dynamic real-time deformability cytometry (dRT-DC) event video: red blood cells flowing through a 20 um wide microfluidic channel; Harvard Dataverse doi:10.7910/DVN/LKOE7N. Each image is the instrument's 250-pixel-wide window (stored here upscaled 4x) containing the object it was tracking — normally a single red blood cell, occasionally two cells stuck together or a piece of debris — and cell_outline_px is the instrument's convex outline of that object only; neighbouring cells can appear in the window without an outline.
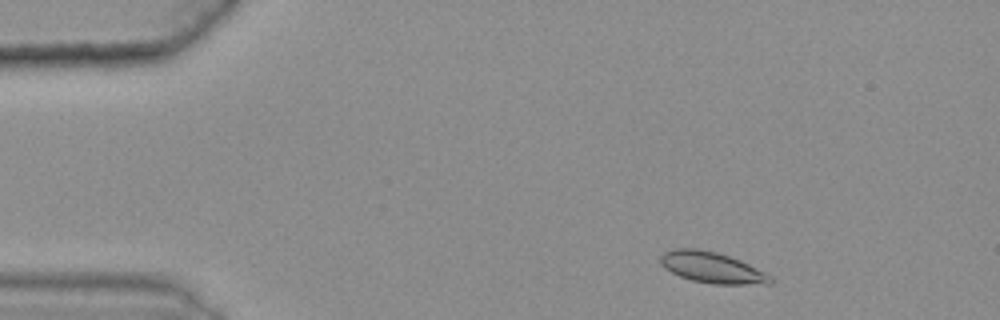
{"species": "common noctule bat (a hibernating species)", "species_latin": "Nyctalus noctula", "temperature_condition": "warm", "stored_images_in_passage": 42, "camera_frame_rate_fps": 3000, "um_per_image_px": 0.085, "animal": {"sex": "female", "body_mass_g": 25.1}, "frame": {"image": 1, "passage_image": 4, "time_ms": 1.0, "image_size_px": [1000, 320], "cell_outline_px": [[772, 284], [712, 284], [692, 280], [680, 276], [664, 268], [660, 264], [660, 256], [664, 252], [676, 248], [696, 248], [716, 252], [740, 260], [772, 276]], "centroid_in_image_um": [60.5, 22.74], "position_along_channel_um": 24.5, "area_um2": 19.77}}
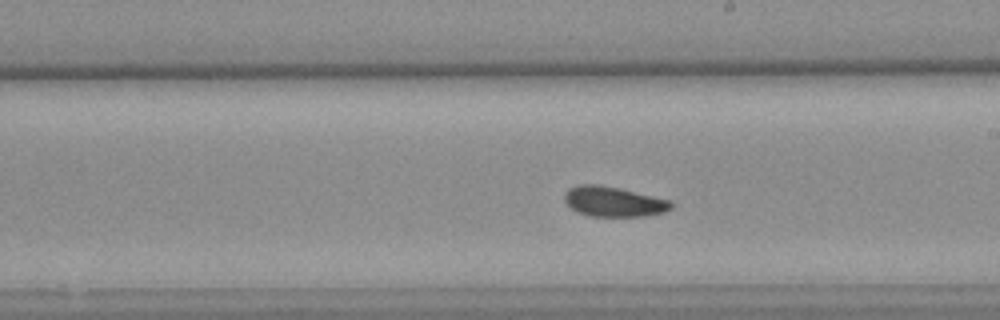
{"frame": {"image": 2, "passage_image": 28, "time_ms": 9.0, "image_size_px": [1000, 320], "cell_outline_px": [[672, 208], [664, 212], [644, 216], [592, 216], [576, 212], [564, 200], [564, 192], [568, 188], [580, 184], [600, 184], [620, 188], [672, 200]], "centroid_in_image_um": [52.15, 17.12], "position_along_channel_um": 236.8, "area_um2": 18.84}}
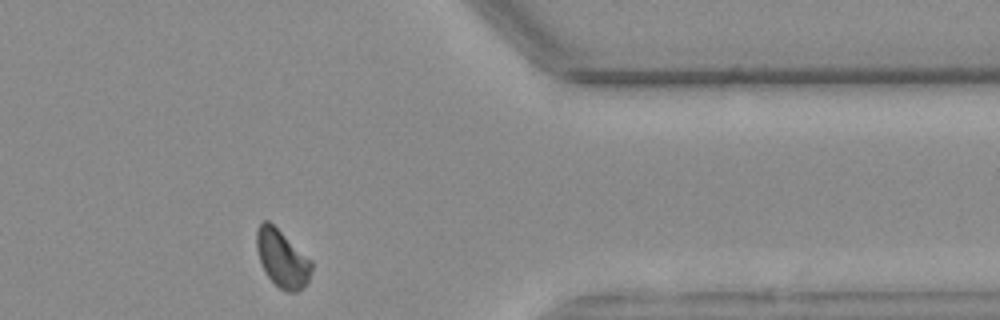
{"frame": {"image": 3, "passage_image": 42, "time_ms": 13.667, "image_size_px": [1000, 320], "cell_outline_px": [[312, 268], [308, 280], [296, 292], [288, 292], [280, 288], [264, 272], [256, 248], [256, 232], [260, 224], [264, 220], [268, 220], [312, 260]], "centroid_in_image_um": [23.97, 21.96], "position_along_channel_um": 387.4, "area_um2": 18.09}, "authors_computed_cell_mechanics": {"area_um2": 18.785, "velocity_mm_per_s": 3.5795, "shape_relaxation_time_tau1_ms": 3.4782, "shape_relaxation_time_tau2_ms": null, "deformation_change_tau1": 0.0748, "deformation_change_tau2": null}}